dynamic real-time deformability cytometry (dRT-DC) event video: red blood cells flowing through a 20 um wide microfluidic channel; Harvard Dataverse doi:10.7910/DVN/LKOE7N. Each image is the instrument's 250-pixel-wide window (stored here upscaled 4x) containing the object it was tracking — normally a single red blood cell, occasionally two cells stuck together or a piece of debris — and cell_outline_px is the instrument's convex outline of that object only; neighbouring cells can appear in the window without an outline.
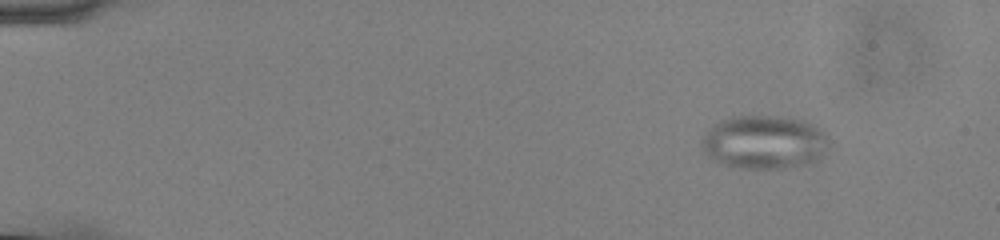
{"species": "common noctule bat (a hibernating species)", "species_latin": "Nyctalus noctula", "temperature_condition": "cold", "stored_images_in_passage": 50, "camera_frame_rate_fps": 3000, "um_per_image_px": 0.085, "animal": {"sex": "male", "body_mass_g": 13.0, "forearm_length_mm": 53.1}, "frame": {"image": 1, "passage_image": 1, "time_ms": 0.0, "image_size_px": [1000, 240], "cell_outline_px": [[828, 148], [824, 156], [820, 160], [812, 164], [780, 168], [740, 168], [720, 164], [708, 156], [704, 152], [700, 144], [700, 140], [708, 128], [720, 120], [732, 116], [780, 116], [800, 120], [812, 124], [824, 136], [828, 144]], "centroid_in_image_um": [64.92, 12.1], "position_along_channel_um": 20.1, "area_um2": 39.94}}
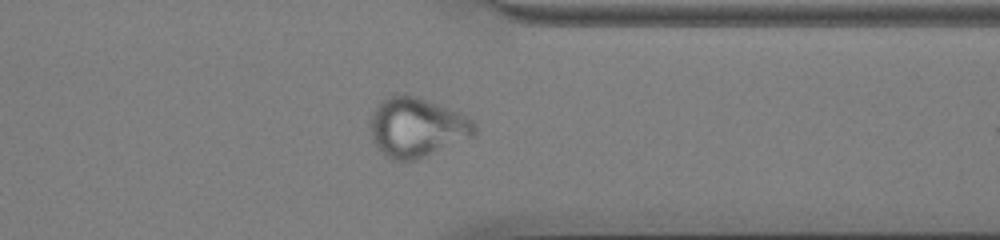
{"frame": {"image": 2, "passage_image": 39, "time_ms": 12.667, "image_size_px": [1000, 240], "cell_outline_px": [[476, 132], [472, 136], [416, 160], [392, 160], [384, 156], [380, 152], [372, 140], [368, 128], [368, 124], [372, 112], [376, 104], [380, 100], [388, 96], [404, 92], [416, 96], [448, 108], [468, 116], [476, 124]], "centroid_in_image_um": [35.35, 10.8], "position_along_channel_um": 376.1, "area_um2": 36.53}}
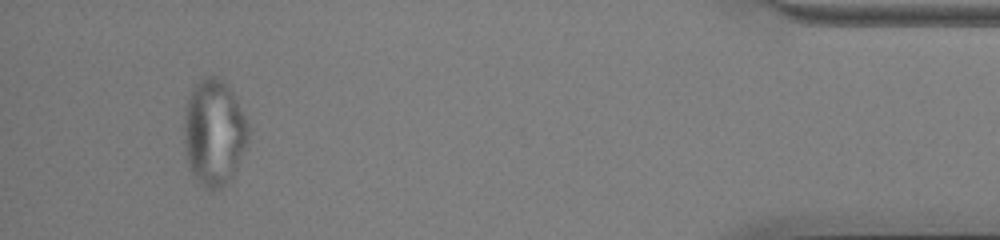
{"frame": {"image": 3, "passage_image": 47, "time_ms": 15.333, "image_size_px": [1000, 240], "cell_outline_px": [[248, 136], [244, 148], [236, 168], [228, 180], [220, 188], [212, 192], [204, 188], [200, 184], [192, 172], [188, 164], [184, 148], [184, 116], [188, 96], [192, 88], [204, 76], [220, 76], [224, 80], [232, 92], [248, 124]], "centroid_in_image_um": [18.15, 11.25], "position_along_channel_um": 417.0, "area_um2": 39.59}}